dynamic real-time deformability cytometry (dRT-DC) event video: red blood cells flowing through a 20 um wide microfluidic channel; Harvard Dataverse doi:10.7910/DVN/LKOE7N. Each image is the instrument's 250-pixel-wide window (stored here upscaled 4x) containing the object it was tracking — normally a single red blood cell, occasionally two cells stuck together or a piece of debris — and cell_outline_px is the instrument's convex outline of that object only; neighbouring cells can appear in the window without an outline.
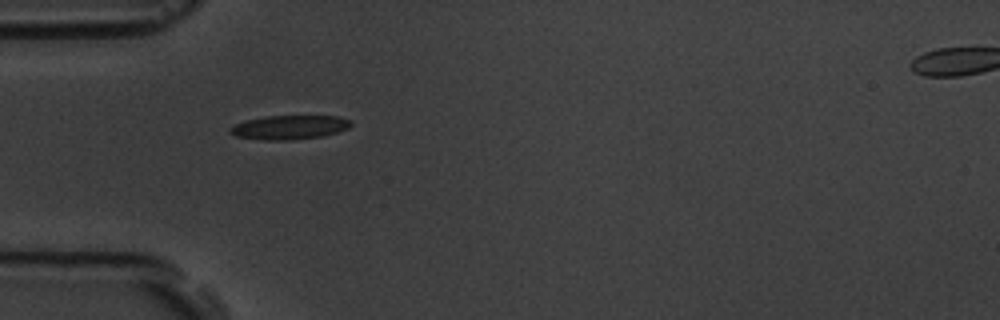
{"species": "common noctule bat (a hibernating species)", "species_latin": "Nyctalus noctula", "temperature_condition": "room temperature", "stored_images_in_passage": 2, "camera_frame_rate_fps": 3000, "um_per_image_px": 0.085, "animal": {"sex": "male", "body_mass_g": 19.5, "forearm_length_mm": 54.6}, "frame": {"image": 1, "passage_image": 1, "time_ms": 0.0, "image_size_px": [1000, 320], "cell_outline_px": [[352, 124], [348, 128], [324, 136], [288, 140], [264, 140], [236, 136], [228, 132], [228, 128], [244, 120], [264, 116], [340, 116], [352, 120]], "centroid_in_image_um": [24.59, 10.81], "position_along_channel_um": 60.4, "area_um2": 17.05}}
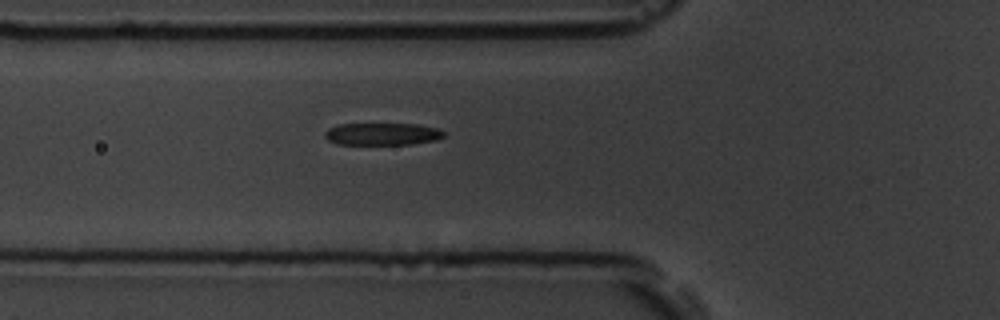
{"frame": {"image": 2, "passage_image": 2, "time_ms": 1.0, "image_size_px": [1000, 320], "cell_outline_px": [[444, 136], [436, 140], [412, 144], [336, 144], [328, 140], [324, 136], [324, 132], [328, 128], [336, 124], [420, 124], [436, 128], [444, 132]], "centroid_in_image_um": [32.46, 11.38], "position_along_channel_um": 93.3, "area_um2": 15.49}}